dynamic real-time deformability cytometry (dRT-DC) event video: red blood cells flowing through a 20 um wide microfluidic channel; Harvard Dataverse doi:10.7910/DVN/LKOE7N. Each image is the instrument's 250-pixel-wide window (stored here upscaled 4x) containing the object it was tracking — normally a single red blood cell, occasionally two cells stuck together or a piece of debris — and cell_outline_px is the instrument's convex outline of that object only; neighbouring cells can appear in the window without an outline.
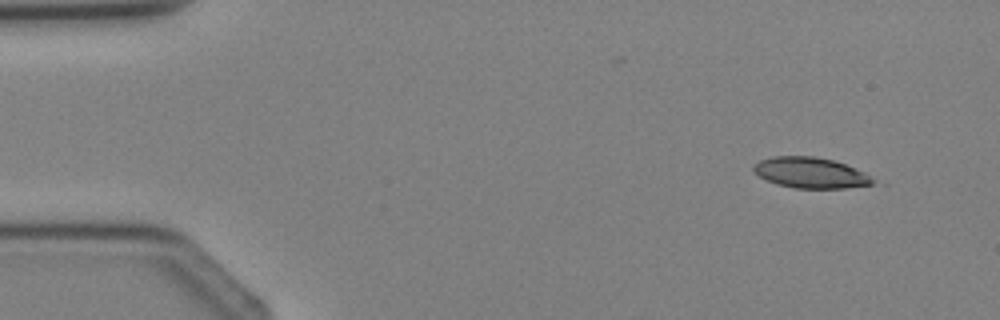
{"species": "Egyptian fruit bat (a non-hibernating species)", "species_latin": "Rousettus aegyptiacus", "temperature_condition": "cold", "stored_images_in_passage": 2, "segment_of_instrument_passage": [2, 2], "camera_frame_rate_fps": 3000, "um_per_image_px": 0.085, "animal": {"sex": "female"}, "frame": {"image": 1, "passage_image": 2, "time_ms": 1.333, "image_size_px": [1000, 320], "cell_outline_px": [[876, 180], [872, 184], [844, 188], [796, 188], [776, 184], [752, 172], [752, 168], [760, 160], [772, 156], [812, 156], [832, 160], [844, 164], [864, 172]], "centroid_in_image_um": [68.87, 14.68], "position_along_channel_um": 16.1, "area_um2": 21.15}}